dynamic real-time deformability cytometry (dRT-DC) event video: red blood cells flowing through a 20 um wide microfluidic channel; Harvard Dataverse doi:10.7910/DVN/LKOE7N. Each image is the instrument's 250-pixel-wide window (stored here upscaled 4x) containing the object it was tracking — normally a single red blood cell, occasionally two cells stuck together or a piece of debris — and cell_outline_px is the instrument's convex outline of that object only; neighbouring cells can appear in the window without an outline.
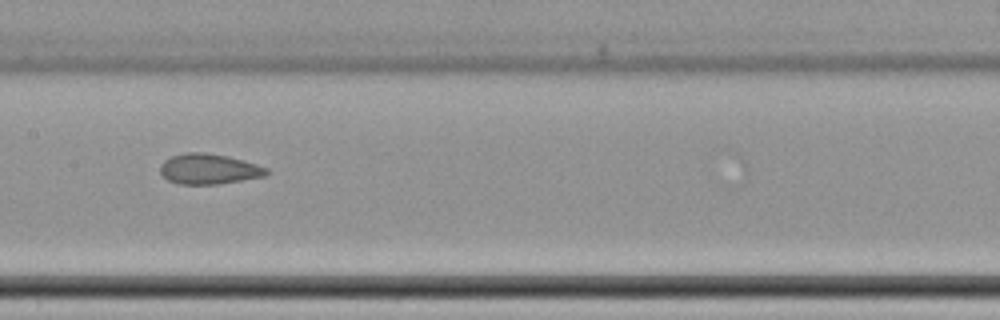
{"species": "common noctule bat (a hibernating species)", "species_latin": "Nyctalus noctula", "temperature_condition": "cold", "stored_images_in_passage": 16, "camera_frame_rate_fps": 3000, "um_per_image_px": 0.085, "animal": {"sex": "female", "body_mass_g": 22.7, "forearm_length_mm": 54.2}, "frame": {"image": 1, "passage_image": 10, "time_ms": 12.0, "image_size_px": [1000, 320], "cell_outline_px": [[272, 172], [264, 176], [220, 184], [180, 184], [168, 180], [160, 172], [160, 164], [164, 160], [172, 156], [184, 152], [204, 152], [228, 156], [256, 164], [268, 168]], "centroid_in_image_um": [17.76, 14.36], "position_along_channel_um": 189.6, "area_um2": 18.9}}
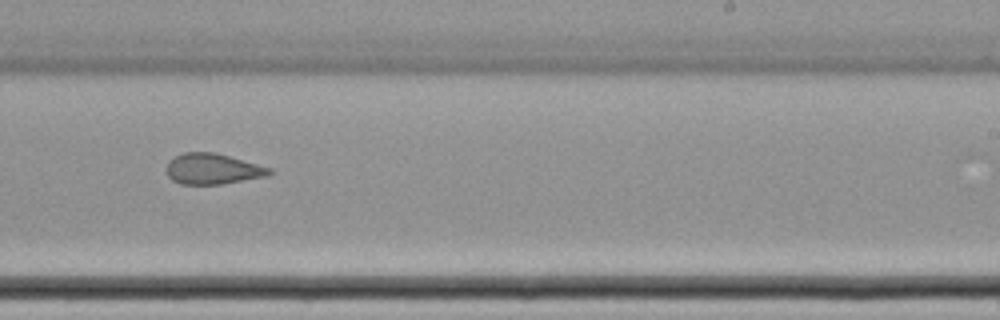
{"frame": {"image": 2, "passage_image": 12, "time_ms": 14.333, "image_size_px": [1000, 320], "cell_outline_px": [[272, 172], [268, 176], [220, 184], [180, 184], [172, 180], [168, 176], [168, 164], [176, 156], [184, 152], [212, 152], [228, 156], [272, 168]], "centroid_in_image_um": [18.1, 14.36], "position_along_channel_um": 270.9, "area_um2": 18.09}, "authors_computed_cell_mechanics": {"area_um2": 21.1548, "velocity_mm_per_s": 3.5075, "shape_relaxation_time_tau1_ms": null, "shape_relaxation_time_tau2_ms": 4.3286, "deformation_change_tau1": null, "deformation_change_tau2": 0.0739}}